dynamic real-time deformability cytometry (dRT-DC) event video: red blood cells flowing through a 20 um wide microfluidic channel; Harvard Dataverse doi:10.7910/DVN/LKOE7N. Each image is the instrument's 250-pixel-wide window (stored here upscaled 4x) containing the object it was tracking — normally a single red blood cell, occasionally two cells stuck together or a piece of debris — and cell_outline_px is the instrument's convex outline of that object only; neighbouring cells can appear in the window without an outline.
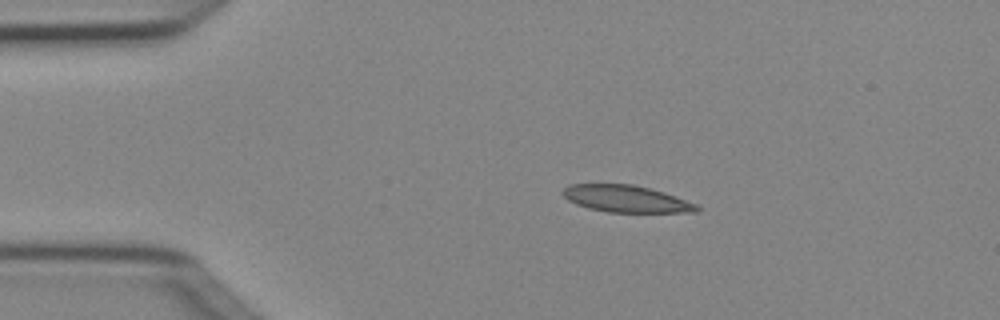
{"species": "Egyptian fruit bat (a non-hibernating species)", "species_latin": "Rousettus aegyptiacus", "temperature_condition": "cold", "stored_images_in_passage": 3, "camera_frame_rate_fps": 3000, "um_per_image_px": 0.085, "animal": {"sex": "female"}, "frame": {"image": 1, "passage_image": 2, "time_ms": 0.333, "image_size_px": [1000, 320], "cell_outline_px": [[700, 208], [696, 212], [608, 212], [588, 208], [576, 204], [568, 200], [564, 196], [564, 188], [568, 184], [632, 184], [664, 192], [696, 204]], "centroid_in_image_um": [53.21, 16.9], "position_along_channel_um": 31.8, "area_um2": 20.81}}